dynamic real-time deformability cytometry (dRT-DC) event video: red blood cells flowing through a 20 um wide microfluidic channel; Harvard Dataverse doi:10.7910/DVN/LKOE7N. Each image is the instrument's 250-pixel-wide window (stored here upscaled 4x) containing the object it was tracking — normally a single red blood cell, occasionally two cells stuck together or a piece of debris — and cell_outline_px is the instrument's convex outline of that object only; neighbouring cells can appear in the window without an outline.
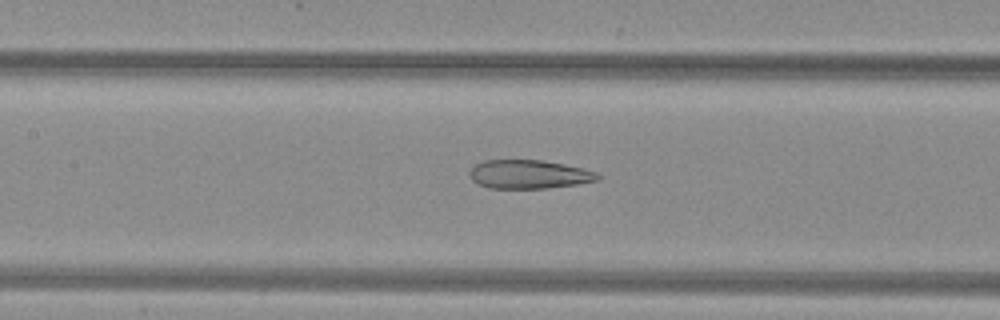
{"species": "common noctule bat (a hibernating species)", "species_latin": "Nyctalus noctula", "temperature_condition": "warm", "stored_images_in_passage": 46, "camera_frame_rate_fps": 3000, "um_per_image_px": 0.085, "animal": {"sex": "female", "body_mass_g": 29.2, "forearm_length_mm": 56.3}, "frame": {"image": 1, "passage_image": 19, "time_ms": 6.0, "image_size_px": [1000, 320], "cell_outline_px": [[604, 176], [600, 180], [576, 184], [548, 188], [488, 188], [472, 180], [468, 176], [468, 172], [476, 164], [484, 160], [540, 160], [564, 164], [584, 168], [596, 172]], "centroid_in_image_um": [44.99, 14.81], "position_along_channel_um": 162.4, "area_um2": 21.56}}
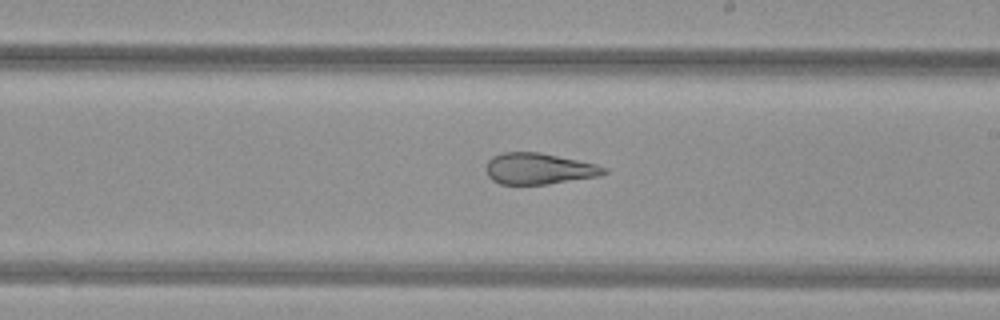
{"frame": {"image": 2, "passage_image": 25, "time_ms": 8.0, "image_size_px": [1000, 320], "cell_outline_px": [[608, 172], [600, 176], [548, 184], [500, 184], [492, 180], [488, 176], [484, 168], [488, 160], [492, 156], [504, 152], [540, 152], [596, 164], [608, 168]], "centroid_in_image_um": [45.79, 14.34], "position_along_channel_um": 243.2, "area_um2": 21.62}}
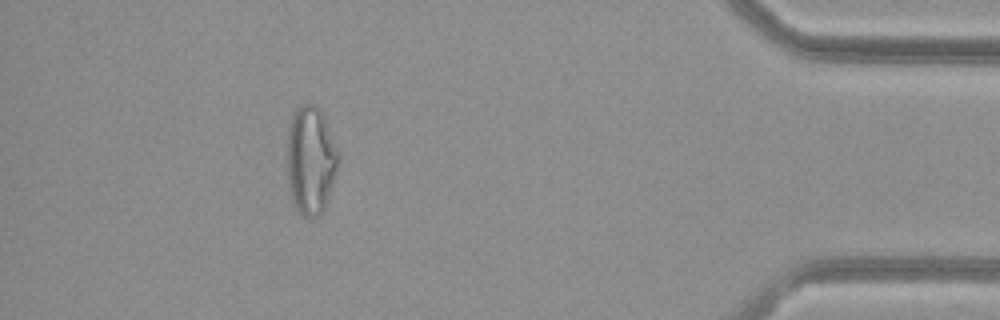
{"frame": {"image": 3, "passage_image": 41, "time_ms": 13.333, "image_size_px": [1000, 320], "cell_outline_px": [[340, 160], [328, 200], [324, 208], [316, 216], [304, 216], [296, 208], [292, 200], [288, 184], [288, 128], [292, 116], [304, 104], [312, 104], [320, 108], [324, 116], [340, 152]], "centroid_in_image_um": [26.45, 13.61], "position_along_channel_um": 408.8, "area_um2": 32.25}, "authors_computed_cell_mechanics": {"area_um2": 26.9059, "velocity_mm_per_s": 4.0569, "shape_relaxation_time_tau1_ms": null, "shape_relaxation_time_tau2_ms": 1.971, "deformation_change_tau1": null, "deformation_change_tau2": 0.1132}}